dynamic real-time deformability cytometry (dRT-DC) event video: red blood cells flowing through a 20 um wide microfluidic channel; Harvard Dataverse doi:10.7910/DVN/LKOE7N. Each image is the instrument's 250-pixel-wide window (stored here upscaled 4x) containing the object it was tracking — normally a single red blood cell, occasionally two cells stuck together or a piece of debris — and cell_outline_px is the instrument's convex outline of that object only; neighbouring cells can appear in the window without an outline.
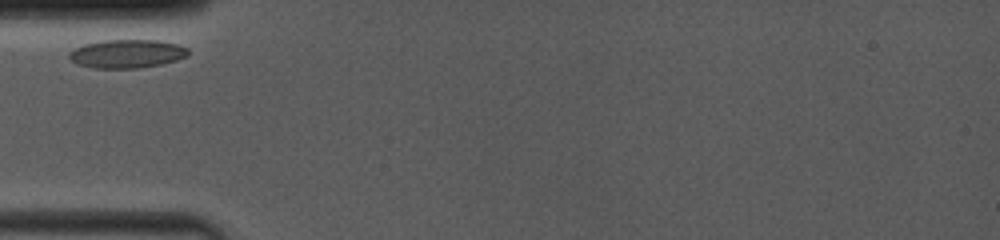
{"species": "common noctule bat (a hibernating species)", "species_latin": "Nyctalus noctula", "temperature_condition": "room temperature", "stored_images_in_passage": 10, "camera_frame_rate_fps": 4000, "um_per_image_px": 0.085, "animal": {"sex": "female", "body_mass_g": 19.0, "forearm_length_mm": 53.3}, "frame": {"image": 1, "passage_image": 1, "time_ms": 0.0, "image_size_px": [1000, 240], "cell_outline_px": [[188, 56], [176, 60], [160, 64], [140, 68], [92, 68], [76, 64], [68, 56], [68, 52], [84, 44], [104, 40], [156, 40], [176, 44], [188, 48]], "centroid_in_image_um": [10.77, 4.57], "position_along_channel_um": 74.2, "area_um2": 19.71}}
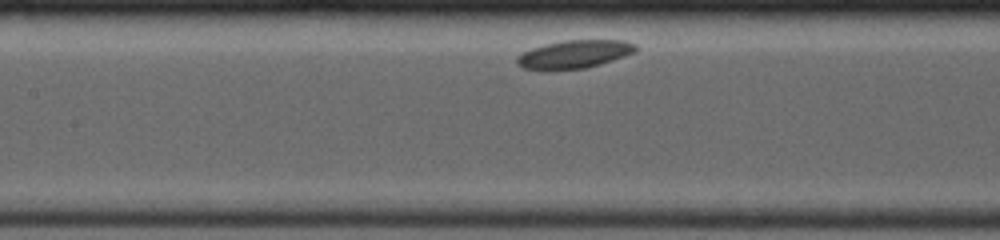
{"frame": {"image": 2, "passage_image": 7, "time_ms": 2.5, "image_size_px": [1000, 240], "cell_outline_px": [[636, 52], [600, 64], [584, 68], [552, 72], [540, 72], [524, 68], [516, 64], [516, 56], [532, 48], [544, 44], [564, 40], [624, 40], [636, 44]], "centroid_in_image_um": [48.74, 4.64], "position_along_channel_um": 158.7, "area_um2": 20.0}}
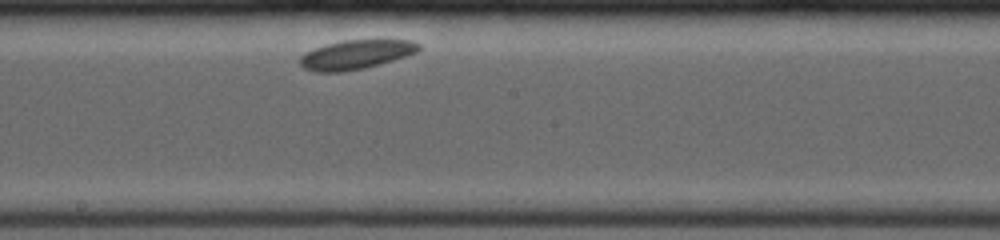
{"frame": {"image": 3, "passage_image": 10, "time_ms": 4.25, "image_size_px": [1000, 240], "cell_outline_px": [[420, 48], [416, 52], [380, 64], [364, 68], [340, 72], [316, 72], [304, 68], [296, 60], [304, 52], [328, 44], [344, 40], [412, 40], [420, 44]], "centroid_in_image_um": [30.2, 4.64], "position_along_channel_um": 218.0, "area_um2": 20.06}}